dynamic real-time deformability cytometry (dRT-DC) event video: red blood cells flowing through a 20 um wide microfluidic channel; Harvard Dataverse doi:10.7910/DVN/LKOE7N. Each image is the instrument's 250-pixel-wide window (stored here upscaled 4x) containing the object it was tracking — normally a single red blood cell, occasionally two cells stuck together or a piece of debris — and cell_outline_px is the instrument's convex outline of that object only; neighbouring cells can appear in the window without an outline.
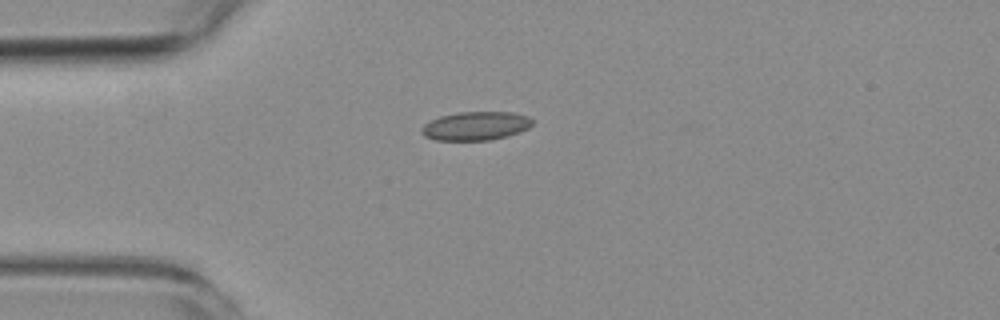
{"species": "common noctule bat (a hibernating species)", "species_latin": "Nyctalus noctula", "temperature_condition": "room temperature", "stored_images_in_passage": 3, "camera_frame_rate_fps": 3000, "um_per_image_px": 0.085, "animal": {"sex": "female", "body_mass_g": 19.3, "forearm_length_mm": 54.1}, "frame": {"image": 1, "passage_image": 3, "time_ms": 2.333, "image_size_px": [1000, 320], "cell_outline_px": [[532, 124], [528, 128], [520, 132], [508, 136], [488, 140], [436, 140], [424, 136], [420, 132], [420, 128], [424, 124], [440, 116], [456, 112], [512, 112], [528, 116], [532, 120]], "centroid_in_image_um": [40.42, 10.7], "position_along_channel_um": 44.6, "area_um2": 18.55}}